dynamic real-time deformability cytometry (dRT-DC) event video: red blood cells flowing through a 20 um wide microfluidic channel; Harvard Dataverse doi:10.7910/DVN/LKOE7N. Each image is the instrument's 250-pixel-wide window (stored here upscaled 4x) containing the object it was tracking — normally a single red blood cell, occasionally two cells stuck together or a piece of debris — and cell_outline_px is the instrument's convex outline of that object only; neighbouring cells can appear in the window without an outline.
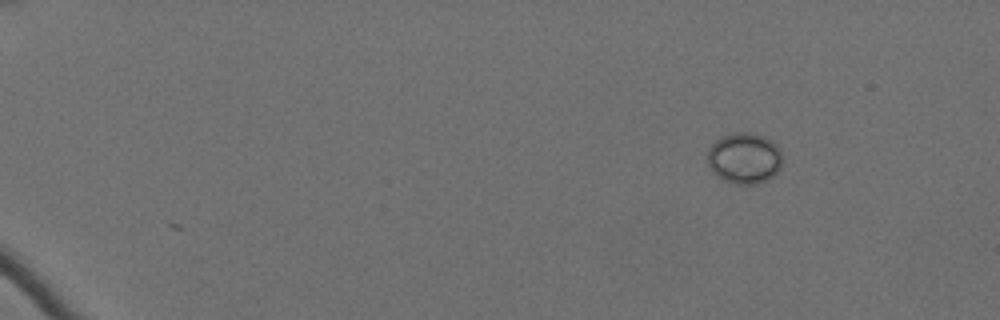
{"species": "Egyptian fruit bat (a non-hibernating species)", "species_latin": "Rousettus aegyptiacus", "temperature_condition": "cold", "stored_images_in_passage": 54, "camera_frame_rate_fps": 3000, "um_per_image_px": 0.085, "animal": {"sex": "female"}, "frame": {"image": 1, "passage_image": 1, "time_ms": 0.0, "image_size_px": [1000, 320], "cell_outline_px": [[780, 168], [768, 180], [756, 184], [740, 184], [724, 180], [716, 176], [712, 172], [708, 164], [708, 148], [720, 136], [732, 132], [748, 132], [764, 136], [772, 140], [780, 148]], "centroid_in_image_um": [63.25, 13.43], "position_along_channel_um": 21.8, "area_um2": 22.37}}
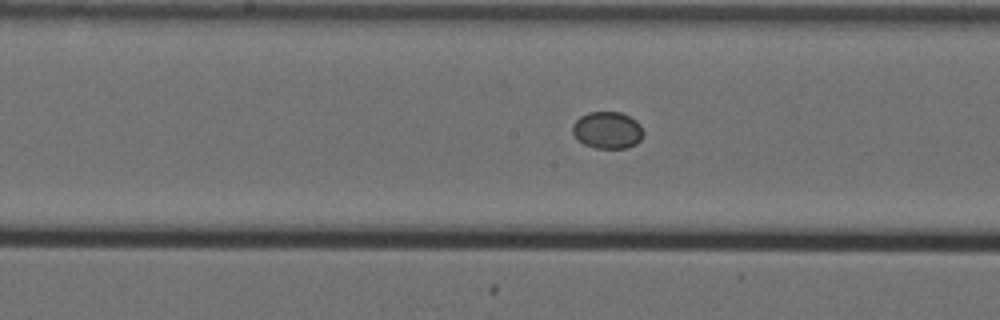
{"frame": {"image": 2, "passage_image": 28, "time_ms": 9.0, "image_size_px": [1000, 320], "cell_outline_px": [[644, 132], [640, 140], [636, 144], [628, 148], [596, 148], [584, 144], [572, 132], [572, 124], [580, 116], [588, 112], [620, 112], [636, 120], [640, 124]], "centroid_in_image_um": [51.64, 11.06], "position_along_channel_um": 196.6, "area_um2": 15.26}}
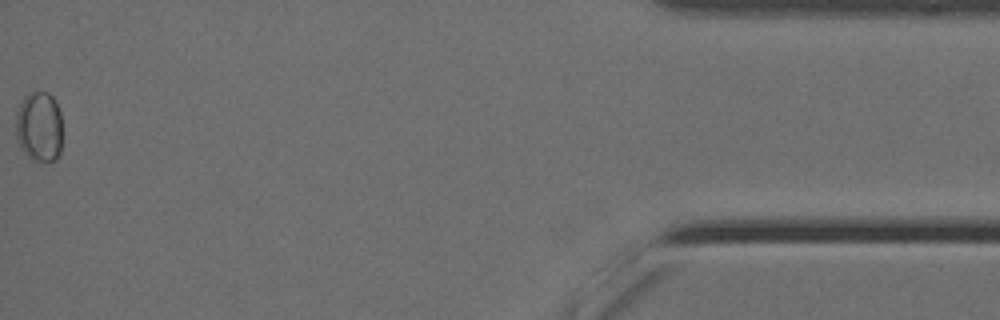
{"frame": {"image": 3, "passage_image": 54, "time_ms": 17.667, "image_size_px": [1000, 320], "cell_outline_px": [[60, 156], [56, 160], [40, 164], [32, 160], [20, 148], [16, 136], [16, 112], [24, 96], [32, 92], [48, 92], [56, 100], [60, 112]], "centroid_in_image_um": [3.32, 10.81], "position_along_channel_um": 431.9, "area_um2": 19.42}}